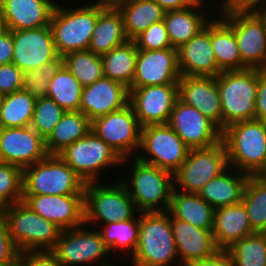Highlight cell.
<instances>
[{
  "label": "cell",
  "instance_id": "39",
  "mask_svg": "<svg viewBox=\"0 0 266 266\" xmlns=\"http://www.w3.org/2000/svg\"><path fill=\"white\" fill-rule=\"evenodd\" d=\"M226 251L234 266H266V233L255 232L234 242Z\"/></svg>",
  "mask_w": 266,
  "mask_h": 266
},
{
  "label": "cell",
  "instance_id": "36",
  "mask_svg": "<svg viewBox=\"0 0 266 266\" xmlns=\"http://www.w3.org/2000/svg\"><path fill=\"white\" fill-rule=\"evenodd\" d=\"M83 86L63 65L50 80L47 97L53 99L64 111H80Z\"/></svg>",
  "mask_w": 266,
  "mask_h": 266
},
{
  "label": "cell",
  "instance_id": "18",
  "mask_svg": "<svg viewBox=\"0 0 266 266\" xmlns=\"http://www.w3.org/2000/svg\"><path fill=\"white\" fill-rule=\"evenodd\" d=\"M180 78L177 48L138 49L131 87L178 84Z\"/></svg>",
  "mask_w": 266,
  "mask_h": 266
},
{
  "label": "cell",
  "instance_id": "48",
  "mask_svg": "<svg viewBox=\"0 0 266 266\" xmlns=\"http://www.w3.org/2000/svg\"><path fill=\"white\" fill-rule=\"evenodd\" d=\"M254 119L266 122V70L259 69Z\"/></svg>",
  "mask_w": 266,
  "mask_h": 266
},
{
  "label": "cell",
  "instance_id": "55",
  "mask_svg": "<svg viewBox=\"0 0 266 266\" xmlns=\"http://www.w3.org/2000/svg\"><path fill=\"white\" fill-rule=\"evenodd\" d=\"M257 176L259 178H261L262 180L266 181V164L265 166L262 168V170L257 174Z\"/></svg>",
  "mask_w": 266,
  "mask_h": 266
},
{
  "label": "cell",
  "instance_id": "35",
  "mask_svg": "<svg viewBox=\"0 0 266 266\" xmlns=\"http://www.w3.org/2000/svg\"><path fill=\"white\" fill-rule=\"evenodd\" d=\"M36 100L23 89L4 95L0 108V128L30 126Z\"/></svg>",
  "mask_w": 266,
  "mask_h": 266
},
{
  "label": "cell",
  "instance_id": "33",
  "mask_svg": "<svg viewBox=\"0 0 266 266\" xmlns=\"http://www.w3.org/2000/svg\"><path fill=\"white\" fill-rule=\"evenodd\" d=\"M92 121L81 111H66L45 140L49 155H58L67 146L91 131Z\"/></svg>",
  "mask_w": 266,
  "mask_h": 266
},
{
  "label": "cell",
  "instance_id": "45",
  "mask_svg": "<svg viewBox=\"0 0 266 266\" xmlns=\"http://www.w3.org/2000/svg\"><path fill=\"white\" fill-rule=\"evenodd\" d=\"M19 253L10 237L5 216L0 210V266H17Z\"/></svg>",
  "mask_w": 266,
  "mask_h": 266
},
{
  "label": "cell",
  "instance_id": "32",
  "mask_svg": "<svg viewBox=\"0 0 266 266\" xmlns=\"http://www.w3.org/2000/svg\"><path fill=\"white\" fill-rule=\"evenodd\" d=\"M211 44L222 71L245 70L234 30L220 17L211 19Z\"/></svg>",
  "mask_w": 266,
  "mask_h": 266
},
{
  "label": "cell",
  "instance_id": "49",
  "mask_svg": "<svg viewBox=\"0 0 266 266\" xmlns=\"http://www.w3.org/2000/svg\"><path fill=\"white\" fill-rule=\"evenodd\" d=\"M186 266H234V263L226 250H219L210 258L201 259Z\"/></svg>",
  "mask_w": 266,
  "mask_h": 266
},
{
  "label": "cell",
  "instance_id": "4",
  "mask_svg": "<svg viewBox=\"0 0 266 266\" xmlns=\"http://www.w3.org/2000/svg\"><path fill=\"white\" fill-rule=\"evenodd\" d=\"M258 78V68L222 71L216 76L222 131L233 123L254 119Z\"/></svg>",
  "mask_w": 266,
  "mask_h": 266
},
{
  "label": "cell",
  "instance_id": "40",
  "mask_svg": "<svg viewBox=\"0 0 266 266\" xmlns=\"http://www.w3.org/2000/svg\"><path fill=\"white\" fill-rule=\"evenodd\" d=\"M63 65L79 80L83 87L103 77L101 56L89 50L64 55Z\"/></svg>",
  "mask_w": 266,
  "mask_h": 266
},
{
  "label": "cell",
  "instance_id": "20",
  "mask_svg": "<svg viewBox=\"0 0 266 266\" xmlns=\"http://www.w3.org/2000/svg\"><path fill=\"white\" fill-rule=\"evenodd\" d=\"M0 148L5 163L22 169L49 155L45 140L31 126L0 128Z\"/></svg>",
  "mask_w": 266,
  "mask_h": 266
},
{
  "label": "cell",
  "instance_id": "13",
  "mask_svg": "<svg viewBox=\"0 0 266 266\" xmlns=\"http://www.w3.org/2000/svg\"><path fill=\"white\" fill-rule=\"evenodd\" d=\"M140 149L141 154L136 156L140 161L172 174L181 167L190 150L168 124L142 127Z\"/></svg>",
  "mask_w": 266,
  "mask_h": 266
},
{
  "label": "cell",
  "instance_id": "10",
  "mask_svg": "<svg viewBox=\"0 0 266 266\" xmlns=\"http://www.w3.org/2000/svg\"><path fill=\"white\" fill-rule=\"evenodd\" d=\"M86 226L88 225L84 223L79 227L62 230L55 247L50 252L63 266L92 264L114 266L106 258L111 253L100 232L96 228Z\"/></svg>",
  "mask_w": 266,
  "mask_h": 266
},
{
  "label": "cell",
  "instance_id": "7",
  "mask_svg": "<svg viewBox=\"0 0 266 266\" xmlns=\"http://www.w3.org/2000/svg\"><path fill=\"white\" fill-rule=\"evenodd\" d=\"M99 182H89L84 187V223L86 225L91 224L93 227L98 224L131 220L136 213H140L120 179L111 185Z\"/></svg>",
  "mask_w": 266,
  "mask_h": 266
},
{
  "label": "cell",
  "instance_id": "51",
  "mask_svg": "<svg viewBox=\"0 0 266 266\" xmlns=\"http://www.w3.org/2000/svg\"><path fill=\"white\" fill-rule=\"evenodd\" d=\"M13 35L6 29L0 36V65L12 63Z\"/></svg>",
  "mask_w": 266,
  "mask_h": 266
},
{
  "label": "cell",
  "instance_id": "43",
  "mask_svg": "<svg viewBox=\"0 0 266 266\" xmlns=\"http://www.w3.org/2000/svg\"><path fill=\"white\" fill-rule=\"evenodd\" d=\"M23 200V169L12 164H0V209Z\"/></svg>",
  "mask_w": 266,
  "mask_h": 266
},
{
  "label": "cell",
  "instance_id": "25",
  "mask_svg": "<svg viewBox=\"0 0 266 266\" xmlns=\"http://www.w3.org/2000/svg\"><path fill=\"white\" fill-rule=\"evenodd\" d=\"M171 226L180 266L210 258L220 250L215 243L212 230L200 229L173 216Z\"/></svg>",
  "mask_w": 266,
  "mask_h": 266
},
{
  "label": "cell",
  "instance_id": "14",
  "mask_svg": "<svg viewBox=\"0 0 266 266\" xmlns=\"http://www.w3.org/2000/svg\"><path fill=\"white\" fill-rule=\"evenodd\" d=\"M234 30L242 63L266 70V28L254 11L217 10Z\"/></svg>",
  "mask_w": 266,
  "mask_h": 266
},
{
  "label": "cell",
  "instance_id": "19",
  "mask_svg": "<svg viewBox=\"0 0 266 266\" xmlns=\"http://www.w3.org/2000/svg\"><path fill=\"white\" fill-rule=\"evenodd\" d=\"M22 201L62 230L84 224V195H23Z\"/></svg>",
  "mask_w": 266,
  "mask_h": 266
},
{
  "label": "cell",
  "instance_id": "46",
  "mask_svg": "<svg viewBox=\"0 0 266 266\" xmlns=\"http://www.w3.org/2000/svg\"><path fill=\"white\" fill-rule=\"evenodd\" d=\"M23 89V71L14 63L0 65V93L3 95Z\"/></svg>",
  "mask_w": 266,
  "mask_h": 266
},
{
  "label": "cell",
  "instance_id": "8",
  "mask_svg": "<svg viewBox=\"0 0 266 266\" xmlns=\"http://www.w3.org/2000/svg\"><path fill=\"white\" fill-rule=\"evenodd\" d=\"M84 181L59 155L23 169V195H84Z\"/></svg>",
  "mask_w": 266,
  "mask_h": 266
},
{
  "label": "cell",
  "instance_id": "1",
  "mask_svg": "<svg viewBox=\"0 0 266 266\" xmlns=\"http://www.w3.org/2000/svg\"><path fill=\"white\" fill-rule=\"evenodd\" d=\"M131 256L130 266H180L167 211L140 212L138 244Z\"/></svg>",
  "mask_w": 266,
  "mask_h": 266
},
{
  "label": "cell",
  "instance_id": "5",
  "mask_svg": "<svg viewBox=\"0 0 266 266\" xmlns=\"http://www.w3.org/2000/svg\"><path fill=\"white\" fill-rule=\"evenodd\" d=\"M57 4L50 19V29L59 56L88 50L98 16L97 4L75 8Z\"/></svg>",
  "mask_w": 266,
  "mask_h": 266
},
{
  "label": "cell",
  "instance_id": "29",
  "mask_svg": "<svg viewBox=\"0 0 266 266\" xmlns=\"http://www.w3.org/2000/svg\"><path fill=\"white\" fill-rule=\"evenodd\" d=\"M128 41L117 7L98 5V16L88 50L102 56Z\"/></svg>",
  "mask_w": 266,
  "mask_h": 266
},
{
  "label": "cell",
  "instance_id": "52",
  "mask_svg": "<svg viewBox=\"0 0 266 266\" xmlns=\"http://www.w3.org/2000/svg\"><path fill=\"white\" fill-rule=\"evenodd\" d=\"M163 8L165 12L182 10L193 5L197 0H153Z\"/></svg>",
  "mask_w": 266,
  "mask_h": 266
},
{
  "label": "cell",
  "instance_id": "42",
  "mask_svg": "<svg viewBox=\"0 0 266 266\" xmlns=\"http://www.w3.org/2000/svg\"><path fill=\"white\" fill-rule=\"evenodd\" d=\"M63 66V58L47 62L34 70L23 72V90L36 98L45 97L49 90L50 80Z\"/></svg>",
  "mask_w": 266,
  "mask_h": 266
},
{
  "label": "cell",
  "instance_id": "15",
  "mask_svg": "<svg viewBox=\"0 0 266 266\" xmlns=\"http://www.w3.org/2000/svg\"><path fill=\"white\" fill-rule=\"evenodd\" d=\"M178 99V84L131 87L129 104L141 127L167 124Z\"/></svg>",
  "mask_w": 266,
  "mask_h": 266
},
{
  "label": "cell",
  "instance_id": "34",
  "mask_svg": "<svg viewBox=\"0 0 266 266\" xmlns=\"http://www.w3.org/2000/svg\"><path fill=\"white\" fill-rule=\"evenodd\" d=\"M138 49L134 41L128 40L101 56L103 76L117 81L129 90L134 79Z\"/></svg>",
  "mask_w": 266,
  "mask_h": 266
},
{
  "label": "cell",
  "instance_id": "22",
  "mask_svg": "<svg viewBox=\"0 0 266 266\" xmlns=\"http://www.w3.org/2000/svg\"><path fill=\"white\" fill-rule=\"evenodd\" d=\"M128 104L129 88L103 76L83 88L80 111L93 121Z\"/></svg>",
  "mask_w": 266,
  "mask_h": 266
},
{
  "label": "cell",
  "instance_id": "58",
  "mask_svg": "<svg viewBox=\"0 0 266 266\" xmlns=\"http://www.w3.org/2000/svg\"><path fill=\"white\" fill-rule=\"evenodd\" d=\"M3 97H4V95L2 93H0V108H1V103H2Z\"/></svg>",
  "mask_w": 266,
  "mask_h": 266
},
{
  "label": "cell",
  "instance_id": "23",
  "mask_svg": "<svg viewBox=\"0 0 266 266\" xmlns=\"http://www.w3.org/2000/svg\"><path fill=\"white\" fill-rule=\"evenodd\" d=\"M178 98L199 110L222 131V110L216 77L181 76Z\"/></svg>",
  "mask_w": 266,
  "mask_h": 266
},
{
  "label": "cell",
  "instance_id": "50",
  "mask_svg": "<svg viewBox=\"0 0 266 266\" xmlns=\"http://www.w3.org/2000/svg\"><path fill=\"white\" fill-rule=\"evenodd\" d=\"M218 2L220 4L218 10L253 11L266 0H221Z\"/></svg>",
  "mask_w": 266,
  "mask_h": 266
},
{
  "label": "cell",
  "instance_id": "41",
  "mask_svg": "<svg viewBox=\"0 0 266 266\" xmlns=\"http://www.w3.org/2000/svg\"><path fill=\"white\" fill-rule=\"evenodd\" d=\"M65 112L53 99L37 98L30 126L46 140Z\"/></svg>",
  "mask_w": 266,
  "mask_h": 266
},
{
  "label": "cell",
  "instance_id": "31",
  "mask_svg": "<svg viewBox=\"0 0 266 266\" xmlns=\"http://www.w3.org/2000/svg\"><path fill=\"white\" fill-rule=\"evenodd\" d=\"M116 7L122 15L126 37L131 41L150 25L162 21L165 14L153 0H124Z\"/></svg>",
  "mask_w": 266,
  "mask_h": 266
},
{
  "label": "cell",
  "instance_id": "6",
  "mask_svg": "<svg viewBox=\"0 0 266 266\" xmlns=\"http://www.w3.org/2000/svg\"><path fill=\"white\" fill-rule=\"evenodd\" d=\"M12 241L20 252L51 251L62 232L56 224L32 211L23 201L0 209Z\"/></svg>",
  "mask_w": 266,
  "mask_h": 266
},
{
  "label": "cell",
  "instance_id": "38",
  "mask_svg": "<svg viewBox=\"0 0 266 266\" xmlns=\"http://www.w3.org/2000/svg\"><path fill=\"white\" fill-rule=\"evenodd\" d=\"M242 203L247 210L252 230L266 233V181L257 175H250Z\"/></svg>",
  "mask_w": 266,
  "mask_h": 266
},
{
  "label": "cell",
  "instance_id": "27",
  "mask_svg": "<svg viewBox=\"0 0 266 266\" xmlns=\"http://www.w3.org/2000/svg\"><path fill=\"white\" fill-rule=\"evenodd\" d=\"M205 3L207 5L206 1L197 0L188 8L165 12L163 21L173 48L178 49L188 42L211 21L207 11L200 9L205 8L203 6Z\"/></svg>",
  "mask_w": 266,
  "mask_h": 266
},
{
  "label": "cell",
  "instance_id": "24",
  "mask_svg": "<svg viewBox=\"0 0 266 266\" xmlns=\"http://www.w3.org/2000/svg\"><path fill=\"white\" fill-rule=\"evenodd\" d=\"M54 0H0V19L10 31L50 25Z\"/></svg>",
  "mask_w": 266,
  "mask_h": 266
},
{
  "label": "cell",
  "instance_id": "54",
  "mask_svg": "<svg viewBox=\"0 0 266 266\" xmlns=\"http://www.w3.org/2000/svg\"><path fill=\"white\" fill-rule=\"evenodd\" d=\"M122 1H124V0H97L94 3H91V4L102 5V6H105V7H116Z\"/></svg>",
  "mask_w": 266,
  "mask_h": 266
},
{
  "label": "cell",
  "instance_id": "17",
  "mask_svg": "<svg viewBox=\"0 0 266 266\" xmlns=\"http://www.w3.org/2000/svg\"><path fill=\"white\" fill-rule=\"evenodd\" d=\"M14 63L23 72L39 68L59 57L50 26L11 31Z\"/></svg>",
  "mask_w": 266,
  "mask_h": 266
},
{
  "label": "cell",
  "instance_id": "30",
  "mask_svg": "<svg viewBox=\"0 0 266 266\" xmlns=\"http://www.w3.org/2000/svg\"><path fill=\"white\" fill-rule=\"evenodd\" d=\"M175 219H180L203 230H212L214 208L196 193L173 190L167 211Z\"/></svg>",
  "mask_w": 266,
  "mask_h": 266
},
{
  "label": "cell",
  "instance_id": "3",
  "mask_svg": "<svg viewBox=\"0 0 266 266\" xmlns=\"http://www.w3.org/2000/svg\"><path fill=\"white\" fill-rule=\"evenodd\" d=\"M131 176L121 178L139 212H166L174 190V174L133 157ZM125 178H127L125 180ZM129 179V180H128Z\"/></svg>",
  "mask_w": 266,
  "mask_h": 266
},
{
  "label": "cell",
  "instance_id": "47",
  "mask_svg": "<svg viewBox=\"0 0 266 266\" xmlns=\"http://www.w3.org/2000/svg\"><path fill=\"white\" fill-rule=\"evenodd\" d=\"M17 266H63L50 251L20 252Z\"/></svg>",
  "mask_w": 266,
  "mask_h": 266
},
{
  "label": "cell",
  "instance_id": "16",
  "mask_svg": "<svg viewBox=\"0 0 266 266\" xmlns=\"http://www.w3.org/2000/svg\"><path fill=\"white\" fill-rule=\"evenodd\" d=\"M167 124L190 148H207L222 140V131L196 108L179 98Z\"/></svg>",
  "mask_w": 266,
  "mask_h": 266
},
{
  "label": "cell",
  "instance_id": "44",
  "mask_svg": "<svg viewBox=\"0 0 266 266\" xmlns=\"http://www.w3.org/2000/svg\"><path fill=\"white\" fill-rule=\"evenodd\" d=\"M137 49L162 50L173 48L164 21L150 25L144 32L133 40Z\"/></svg>",
  "mask_w": 266,
  "mask_h": 266
},
{
  "label": "cell",
  "instance_id": "56",
  "mask_svg": "<svg viewBox=\"0 0 266 266\" xmlns=\"http://www.w3.org/2000/svg\"><path fill=\"white\" fill-rule=\"evenodd\" d=\"M6 26L5 24L2 22V20L0 19V36L1 34L6 30Z\"/></svg>",
  "mask_w": 266,
  "mask_h": 266
},
{
  "label": "cell",
  "instance_id": "12",
  "mask_svg": "<svg viewBox=\"0 0 266 266\" xmlns=\"http://www.w3.org/2000/svg\"><path fill=\"white\" fill-rule=\"evenodd\" d=\"M141 128L132 106L128 104L94 119L91 130L117 152L123 159L122 164L126 166V162L138 155L136 150L140 151Z\"/></svg>",
  "mask_w": 266,
  "mask_h": 266
},
{
  "label": "cell",
  "instance_id": "28",
  "mask_svg": "<svg viewBox=\"0 0 266 266\" xmlns=\"http://www.w3.org/2000/svg\"><path fill=\"white\" fill-rule=\"evenodd\" d=\"M234 170V171H233ZM250 175L230 166L219 176L208 181L199 196L214 209L235 205L243 200Z\"/></svg>",
  "mask_w": 266,
  "mask_h": 266
},
{
  "label": "cell",
  "instance_id": "2",
  "mask_svg": "<svg viewBox=\"0 0 266 266\" xmlns=\"http://www.w3.org/2000/svg\"><path fill=\"white\" fill-rule=\"evenodd\" d=\"M228 165L257 175L266 164V122L252 119L233 123L222 131Z\"/></svg>",
  "mask_w": 266,
  "mask_h": 266
},
{
  "label": "cell",
  "instance_id": "37",
  "mask_svg": "<svg viewBox=\"0 0 266 266\" xmlns=\"http://www.w3.org/2000/svg\"><path fill=\"white\" fill-rule=\"evenodd\" d=\"M101 230H98L105 245L111 252L121 250L129 252L132 255L138 244L139 236V216H135L131 220H123L110 224H103ZM118 249V250H117Z\"/></svg>",
  "mask_w": 266,
  "mask_h": 266
},
{
  "label": "cell",
  "instance_id": "53",
  "mask_svg": "<svg viewBox=\"0 0 266 266\" xmlns=\"http://www.w3.org/2000/svg\"><path fill=\"white\" fill-rule=\"evenodd\" d=\"M253 11L263 21L266 28V2L259 4Z\"/></svg>",
  "mask_w": 266,
  "mask_h": 266
},
{
  "label": "cell",
  "instance_id": "9",
  "mask_svg": "<svg viewBox=\"0 0 266 266\" xmlns=\"http://www.w3.org/2000/svg\"><path fill=\"white\" fill-rule=\"evenodd\" d=\"M84 183L98 182L106 168L123 166V159L92 130L58 154ZM100 176V177H99Z\"/></svg>",
  "mask_w": 266,
  "mask_h": 266
},
{
  "label": "cell",
  "instance_id": "11",
  "mask_svg": "<svg viewBox=\"0 0 266 266\" xmlns=\"http://www.w3.org/2000/svg\"><path fill=\"white\" fill-rule=\"evenodd\" d=\"M228 167L227 149L223 140L207 148L190 149L186 160L174 173V190L199 194L208 181Z\"/></svg>",
  "mask_w": 266,
  "mask_h": 266
},
{
  "label": "cell",
  "instance_id": "26",
  "mask_svg": "<svg viewBox=\"0 0 266 266\" xmlns=\"http://www.w3.org/2000/svg\"><path fill=\"white\" fill-rule=\"evenodd\" d=\"M212 233L220 250L255 232L252 230L245 205L240 202L214 209Z\"/></svg>",
  "mask_w": 266,
  "mask_h": 266
},
{
  "label": "cell",
  "instance_id": "57",
  "mask_svg": "<svg viewBox=\"0 0 266 266\" xmlns=\"http://www.w3.org/2000/svg\"><path fill=\"white\" fill-rule=\"evenodd\" d=\"M4 158H3V155H2V151H1V148H0V164L1 163H4Z\"/></svg>",
  "mask_w": 266,
  "mask_h": 266
},
{
  "label": "cell",
  "instance_id": "21",
  "mask_svg": "<svg viewBox=\"0 0 266 266\" xmlns=\"http://www.w3.org/2000/svg\"><path fill=\"white\" fill-rule=\"evenodd\" d=\"M177 50L181 76L216 77L222 72L212 49L211 21Z\"/></svg>",
  "mask_w": 266,
  "mask_h": 266
}]
</instances>
